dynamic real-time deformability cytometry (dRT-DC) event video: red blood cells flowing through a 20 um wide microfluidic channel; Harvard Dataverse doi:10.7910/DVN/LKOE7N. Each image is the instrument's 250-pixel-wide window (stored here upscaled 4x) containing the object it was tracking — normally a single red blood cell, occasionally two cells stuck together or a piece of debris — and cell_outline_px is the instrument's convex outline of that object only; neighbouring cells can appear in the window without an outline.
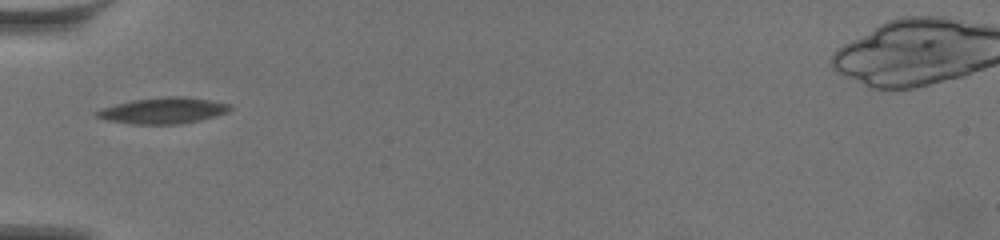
{"species": "common noctule bat (a hibernating species)", "species_latin": "Nyctalus noctula", "temperature_condition": "warm", "stored_images_in_passage": 17, "camera_frame_rate_fps": 3000, "um_per_image_px": 0.085, "animal": {"sex": "female", "body_mass_g": 19.5, "forearm_length_mm": 54.1}, "frame": {"image": 1, "passage_image": 1, "time_ms": 0.0, "image_size_px": [1000, 240], "cell_outline_px": [[232, 108], [228, 112], [216, 116], [200, 120], [180, 124], [132, 124], [108, 120], [96, 116], [92, 112], [100, 108], [132, 100], [160, 96], [184, 96], [212, 100], [232, 104]], "centroid_in_image_um": [13.89, 9.39], "position_along_channel_um": 71.1, "area_um2": 20.58}}
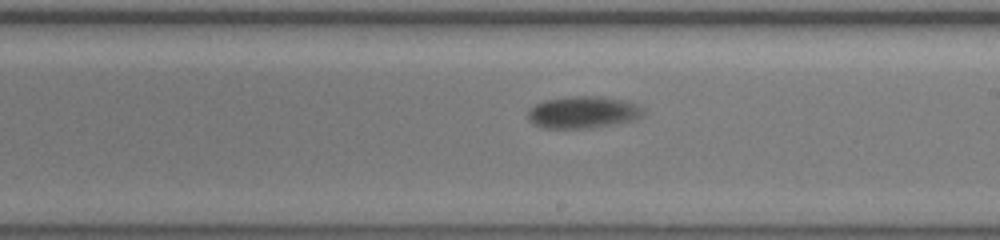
{"frame": {"image": 2, "passage_image": 7, "time_ms": 2.0, "image_size_px": [1000, 240], "cell_outline_px": [[644, 116], [636, 120], [592, 128], [544, 128], [528, 120], [528, 112], [536, 104], [544, 100], [572, 96], [596, 96], [624, 100], [636, 104], [644, 108]], "centroid_in_image_um": [49.61, 9.55], "position_along_channel_um": 239.4, "area_um2": 21.56}}
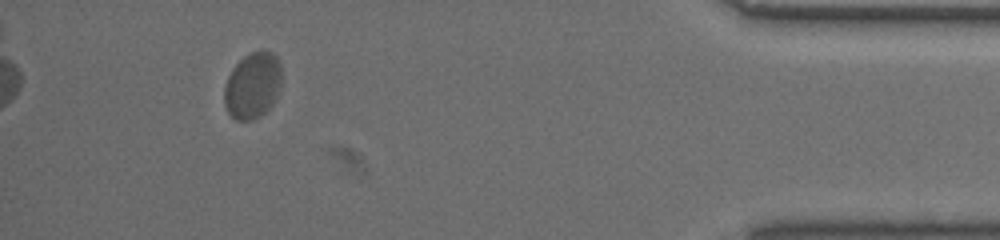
{"frame": {"image": 3, "passage_image": 15, "time_ms": 4.667, "image_size_px": [1000, 240], "cell_outline_px": [[280, 84], [276, 96], [272, 104], [260, 116], [252, 120], [236, 120], [228, 112], [224, 104], [224, 88], [228, 76], [232, 68], [244, 56], [252, 52], [272, 52], [276, 56], [280, 64]], "centroid_in_image_um": [21.45, 7.28], "position_along_channel_um": 413.8, "area_um2": 21.79}}